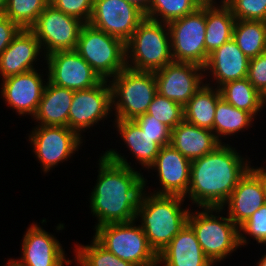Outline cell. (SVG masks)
<instances>
[{
	"label": "cell",
	"instance_id": "6da1fadb",
	"mask_svg": "<svg viewBox=\"0 0 266 266\" xmlns=\"http://www.w3.org/2000/svg\"><path fill=\"white\" fill-rule=\"evenodd\" d=\"M98 173L90 197L91 212L98 219L95 228L108 223L134 221L142 194L146 192V179L113 149L99 159Z\"/></svg>",
	"mask_w": 266,
	"mask_h": 266
},
{
	"label": "cell",
	"instance_id": "7a4b0ae2",
	"mask_svg": "<svg viewBox=\"0 0 266 266\" xmlns=\"http://www.w3.org/2000/svg\"><path fill=\"white\" fill-rule=\"evenodd\" d=\"M248 163L228 144H220L214 151L191 161L189 199L201 209H224L239 180L251 168Z\"/></svg>",
	"mask_w": 266,
	"mask_h": 266
},
{
	"label": "cell",
	"instance_id": "3957f363",
	"mask_svg": "<svg viewBox=\"0 0 266 266\" xmlns=\"http://www.w3.org/2000/svg\"><path fill=\"white\" fill-rule=\"evenodd\" d=\"M143 192L136 220L147 237L150 247L158 255L188 223L190 211L181 208L184 197L178 195H158Z\"/></svg>",
	"mask_w": 266,
	"mask_h": 266
},
{
	"label": "cell",
	"instance_id": "277c9868",
	"mask_svg": "<svg viewBox=\"0 0 266 266\" xmlns=\"http://www.w3.org/2000/svg\"><path fill=\"white\" fill-rule=\"evenodd\" d=\"M125 49L127 68L146 72L162 69L173 61L168 24L145 18L125 43Z\"/></svg>",
	"mask_w": 266,
	"mask_h": 266
},
{
	"label": "cell",
	"instance_id": "5b68a950",
	"mask_svg": "<svg viewBox=\"0 0 266 266\" xmlns=\"http://www.w3.org/2000/svg\"><path fill=\"white\" fill-rule=\"evenodd\" d=\"M109 80L112 89V105L115 119L134 120L146 114L148 106L157 94L154 72L123 69Z\"/></svg>",
	"mask_w": 266,
	"mask_h": 266
},
{
	"label": "cell",
	"instance_id": "8992f818",
	"mask_svg": "<svg viewBox=\"0 0 266 266\" xmlns=\"http://www.w3.org/2000/svg\"><path fill=\"white\" fill-rule=\"evenodd\" d=\"M135 221L108 223L95 228L93 238L116 257L136 266H158L143 229Z\"/></svg>",
	"mask_w": 266,
	"mask_h": 266
},
{
	"label": "cell",
	"instance_id": "52a82bcc",
	"mask_svg": "<svg viewBox=\"0 0 266 266\" xmlns=\"http://www.w3.org/2000/svg\"><path fill=\"white\" fill-rule=\"evenodd\" d=\"M75 51L102 80L109 81L127 67L125 43L89 23L82 26Z\"/></svg>",
	"mask_w": 266,
	"mask_h": 266
},
{
	"label": "cell",
	"instance_id": "ba28073f",
	"mask_svg": "<svg viewBox=\"0 0 266 266\" xmlns=\"http://www.w3.org/2000/svg\"><path fill=\"white\" fill-rule=\"evenodd\" d=\"M222 208L204 207L201 212H191L188 224L194 230L204 254L213 264L225 259L240 246L239 227L229 218L212 215ZM212 213V214H211Z\"/></svg>",
	"mask_w": 266,
	"mask_h": 266
},
{
	"label": "cell",
	"instance_id": "9c48e42d",
	"mask_svg": "<svg viewBox=\"0 0 266 266\" xmlns=\"http://www.w3.org/2000/svg\"><path fill=\"white\" fill-rule=\"evenodd\" d=\"M173 61L194 63L204 67L206 53V5L196 11L168 23Z\"/></svg>",
	"mask_w": 266,
	"mask_h": 266
},
{
	"label": "cell",
	"instance_id": "30bf717a",
	"mask_svg": "<svg viewBox=\"0 0 266 266\" xmlns=\"http://www.w3.org/2000/svg\"><path fill=\"white\" fill-rule=\"evenodd\" d=\"M80 19L67 15L48 4L29 28L47 56L56 51L75 50L82 26Z\"/></svg>",
	"mask_w": 266,
	"mask_h": 266
},
{
	"label": "cell",
	"instance_id": "8fae6325",
	"mask_svg": "<svg viewBox=\"0 0 266 266\" xmlns=\"http://www.w3.org/2000/svg\"><path fill=\"white\" fill-rule=\"evenodd\" d=\"M145 13L126 0H94L89 24L126 43Z\"/></svg>",
	"mask_w": 266,
	"mask_h": 266
},
{
	"label": "cell",
	"instance_id": "7c38bea8",
	"mask_svg": "<svg viewBox=\"0 0 266 266\" xmlns=\"http://www.w3.org/2000/svg\"><path fill=\"white\" fill-rule=\"evenodd\" d=\"M81 140V137L69 127L55 125H38L29 136L33 152L46 173L78 151Z\"/></svg>",
	"mask_w": 266,
	"mask_h": 266
},
{
	"label": "cell",
	"instance_id": "4fadbf2b",
	"mask_svg": "<svg viewBox=\"0 0 266 266\" xmlns=\"http://www.w3.org/2000/svg\"><path fill=\"white\" fill-rule=\"evenodd\" d=\"M103 80L95 87L74 91L69 109L68 127L80 137L81 132L107 118L112 110L110 82Z\"/></svg>",
	"mask_w": 266,
	"mask_h": 266
},
{
	"label": "cell",
	"instance_id": "5bb4252c",
	"mask_svg": "<svg viewBox=\"0 0 266 266\" xmlns=\"http://www.w3.org/2000/svg\"><path fill=\"white\" fill-rule=\"evenodd\" d=\"M45 58L47 80L56 86L78 91L95 87L103 81L75 50L56 51Z\"/></svg>",
	"mask_w": 266,
	"mask_h": 266
},
{
	"label": "cell",
	"instance_id": "9a60e30c",
	"mask_svg": "<svg viewBox=\"0 0 266 266\" xmlns=\"http://www.w3.org/2000/svg\"><path fill=\"white\" fill-rule=\"evenodd\" d=\"M204 68L194 63L172 61L154 72L157 93L183 107L201 88Z\"/></svg>",
	"mask_w": 266,
	"mask_h": 266
},
{
	"label": "cell",
	"instance_id": "2e32d148",
	"mask_svg": "<svg viewBox=\"0 0 266 266\" xmlns=\"http://www.w3.org/2000/svg\"><path fill=\"white\" fill-rule=\"evenodd\" d=\"M190 167L191 161L171 144L161 147L154 163L149 167L157 169L162 186V189L154 194L186 198L190 185Z\"/></svg>",
	"mask_w": 266,
	"mask_h": 266
},
{
	"label": "cell",
	"instance_id": "e0dca14e",
	"mask_svg": "<svg viewBox=\"0 0 266 266\" xmlns=\"http://www.w3.org/2000/svg\"><path fill=\"white\" fill-rule=\"evenodd\" d=\"M37 70H31L22 74L3 79L1 95L12 109L19 115H31L33 117L42 98L45 83Z\"/></svg>",
	"mask_w": 266,
	"mask_h": 266
},
{
	"label": "cell",
	"instance_id": "ac0fdd59",
	"mask_svg": "<svg viewBox=\"0 0 266 266\" xmlns=\"http://www.w3.org/2000/svg\"><path fill=\"white\" fill-rule=\"evenodd\" d=\"M22 257L17 260L24 266H64L66 260L59 241L42 227L32 224L27 228L22 241Z\"/></svg>",
	"mask_w": 266,
	"mask_h": 266
},
{
	"label": "cell",
	"instance_id": "d6986e66",
	"mask_svg": "<svg viewBox=\"0 0 266 266\" xmlns=\"http://www.w3.org/2000/svg\"><path fill=\"white\" fill-rule=\"evenodd\" d=\"M265 203L266 192L263 181L250 168L239 180L225 205L228 204V217L240 227Z\"/></svg>",
	"mask_w": 266,
	"mask_h": 266
},
{
	"label": "cell",
	"instance_id": "ffe728a7",
	"mask_svg": "<svg viewBox=\"0 0 266 266\" xmlns=\"http://www.w3.org/2000/svg\"><path fill=\"white\" fill-rule=\"evenodd\" d=\"M41 49L40 42L30 29H20L0 55L2 80L34 70L33 64Z\"/></svg>",
	"mask_w": 266,
	"mask_h": 266
},
{
	"label": "cell",
	"instance_id": "44dd1931",
	"mask_svg": "<svg viewBox=\"0 0 266 266\" xmlns=\"http://www.w3.org/2000/svg\"><path fill=\"white\" fill-rule=\"evenodd\" d=\"M250 59L237 46L232 38L209 54L205 64L204 72L209 71L213 74L217 88L223 84L246 78L248 75Z\"/></svg>",
	"mask_w": 266,
	"mask_h": 266
},
{
	"label": "cell",
	"instance_id": "7402d4cb",
	"mask_svg": "<svg viewBox=\"0 0 266 266\" xmlns=\"http://www.w3.org/2000/svg\"><path fill=\"white\" fill-rule=\"evenodd\" d=\"M165 266H212L204 254L196 234L187 223L185 227L158 254V264Z\"/></svg>",
	"mask_w": 266,
	"mask_h": 266
},
{
	"label": "cell",
	"instance_id": "603a6c76",
	"mask_svg": "<svg viewBox=\"0 0 266 266\" xmlns=\"http://www.w3.org/2000/svg\"><path fill=\"white\" fill-rule=\"evenodd\" d=\"M170 144L188 160L193 161L214 151L222 142L213 131L183 120L171 130Z\"/></svg>",
	"mask_w": 266,
	"mask_h": 266
},
{
	"label": "cell",
	"instance_id": "cb8c5ba5",
	"mask_svg": "<svg viewBox=\"0 0 266 266\" xmlns=\"http://www.w3.org/2000/svg\"><path fill=\"white\" fill-rule=\"evenodd\" d=\"M74 91L47 81L36 114L32 117L43 126L68 127L69 109Z\"/></svg>",
	"mask_w": 266,
	"mask_h": 266
},
{
	"label": "cell",
	"instance_id": "d4e9b609",
	"mask_svg": "<svg viewBox=\"0 0 266 266\" xmlns=\"http://www.w3.org/2000/svg\"><path fill=\"white\" fill-rule=\"evenodd\" d=\"M115 123L118 133L131 153L134 154L133 156L149 170L161 148L155 142V138L146 134L134 120L116 119Z\"/></svg>",
	"mask_w": 266,
	"mask_h": 266
},
{
	"label": "cell",
	"instance_id": "484cf974",
	"mask_svg": "<svg viewBox=\"0 0 266 266\" xmlns=\"http://www.w3.org/2000/svg\"><path fill=\"white\" fill-rule=\"evenodd\" d=\"M220 4L206 5L205 47L208 55L233 37L236 19L222 0Z\"/></svg>",
	"mask_w": 266,
	"mask_h": 266
},
{
	"label": "cell",
	"instance_id": "4316f807",
	"mask_svg": "<svg viewBox=\"0 0 266 266\" xmlns=\"http://www.w3.org/2000/svg\"><path fill=\"white\" fill-rule=\"evenodd\" d=\"M221 98L219 88L213 89L210 84H202L201 88L184 106V120L200 128L213 131L215 109Z\"/></svg>",
	"mask_w": 266,
	"mask_h": 266
},
{
	"label": "cell",
	"instance_id": "83f0119b",
	"mask_svg": "<svg viewBox=\"0 0 266 266\" xmlns=\"http://www.w3.org/2000/svg\"><path fill=\"white\" fill-rule=\"evenodd\" d=\"M221 97L232 106L250 112L254 117L263 108V95L248 78L229 81L219 87Z\"/></svg>",
	"mask_w": 266,
	"mask_h": 266
},
{
	"label": "cell",
	"instance_id": "f1b7e54d",
	"mask_svg": "<svg viewBox=\"0 0 266 266\" xmlns=\"http://www.w3.org/2000/svg\"><path fill=\"white\" fill-rule=\"evenodd\" d=\"M232 38L249 59L255 58L266 51V22L236 20Z\"/></svg>",
	"mask_w": 266,
	"mask_h": 266
},
{
	"label": "cell",
	"instance_id": "f546056e",
	"mask_svg": "<svg viewBox=\"0 0 266 266\" xmlns=\"http://www.w3.org/2000/svg\"><path fill=\"white\" fill-rule=\"evenodd\" d=\"M254 118L250 112L232 106L221 97L216 104L213 133L215 132L216 138L221 142L220 137L233 135L246 127L249 128Z\"/></svg>",
	"mask_w": 266,
	"mask_h": 266
},
{
	"label": "cell",
	"instance_id": "4dcf8cb0",
	"mask_svg": "<svg viewBox=\"0 0 266 266\" xmlns=\"http://www.w3.org/2000/svg\"><path fill=\"white\" fill-rule=\"evenodd\" d=\"M200 6L197 0H151L145 17L168 24L193 13Z\"/></svg>",
	"mask_w": 266,
	"mask_h": 266
},
{
	"label": "cell",
	"instance_id": "1f68e13d",
	"mask_svg": "<svg viewBox=\"0 0 266 266\" xmlns=\"http://www.w3.org/2000/svg\"><path fill=\"white\" fill-rule=\"evenodd\" d=\"M50 0H7L4 15L21 29H29Z\"/></svg>",
	"mask_w": 266,
	"mask_h": 266
},
{
	"label": "cell",
	"instance_id": "d6a6232c",
	"mask_svg": "<svg viewBox=\"0 0 266 266\" xmlns=\"http://www.w3.org/2000/svg\"><path fill=\"white\" fill-rule=\"evenodd\" d=\"M75 261L80 266H136L116 257L102 247L94 238L90 245H79L76 250Z\"/></svg>",
	"mask_w": 266,
	"mask_h": 266
},
{
	"label": "cell",
	"instance_id": "836d02e7",
	"mask_svg": "<svg viewBox=\"0 0 266 266\" xmlns=\"http://www.w3.org/2000/svg\"><path fill=\"white\" fill-rule=\"evenodd\" d=\"M146 114L164 123L171 130L184 120V107L157 93L148 106Z\"/></svg>",
	"mask_w": 266,
	"mask_h": 266
},
{
	"label": "cell",
	"instance_id": "e575fe53",
	"mask_svg": "<svg viewBox=\"0 0 266 266\" xmlns=\"http://www.w3.org/2000/svg\"><path fill=\"white\" fill-rule=\"evenodd\" d=\"M236 20L266 22V0H222Z\"/></svg>",
	"mask_w": 266,
	"mask_h": 266
},
{
	"label": "cell",
	"instance_id": "d590c367",
	"mask_svg": "<svg viewBox=\"0 0 266 266\" xmlns=\"http://www.w3.org/2000/svg\"><path fill=\"white\" fill-rule=\"evenodd\" d=\"M239 243L240 246L246 245L248 242L246 236L249 234L259 243L266 244V203L256 210L251 217L239 227ZM242 232H244L242 234Z\"/></svg>",
	"mask_w": 266,
	"mask_h": 266
},
{
	"label": "cell",
	"instance_id": "8d00e7d4",
	"mask_svg": "<svg viewBox=\"0 0 266 266\" xmlns=\"http://www.w3.org/2000/svg\"><path fill=\"white\" fill-rule=\"evenodd\" d=\"M139 127L160 146L170 145L171 129L164 123L154 119V116L143 114L134 119Z\"/></svg>",
	"mask_w": 266,
	"mask_h": 266
},
{
	"label": "cell",
	"instance_id": "74e56055",
	"mask_svg": "<svg viewBox=\"0 0 266 266\" xmlns=\"http://www.w3.org/2000/svg\"><path fill=\"white\" fill-rule=\"evenodd\" d=\"M94 0H50L56 9L61 12L76 17L84 23H89Z\"/></svg>",
	"mask_w": 266,
	"mask_h": 266
},
{
	"label": "cell",
	"instance_id": "f35d334b",
	"mask_svg": "<svg viewBox=\"0 0 266 266\" xmlns=\"http://www.w3.org/2000/svg\"><path fill=\"white\" fill-rule=\"evenodd\" d=\"M247 78L263 95L266 91V51L250 59Z\"/></svg>",
	"mask_w": 266,
	"mask_h": 266
},
{
	"label": "cell",
	"instance_id": "ab89813d",
	"mask_svg": "<svg viewBox=\"0 0 266 266\" xmlns=\"http://www.w3.org/2000/svg\"><path fill=\"white\" fill-rule=\"evenodd\" d=\"M21 28L4 14L0 15V55Z\"/></svg>",
	"mask_w": 266,
	"mask_h": 266
},
{
	"label": "cell",
	"instance_id": "60d3db41",
	"mask_svg": "<svg viewBox=\"0 0 266 266\" xmlns=\"http://www.w3.org/2000/svg\"><path fill=\"white\" fill-rule=\"evenodd\" d=\"M129 3L134 4L139 9H141L144 13H146L149 9V5L151 3V0H126Z\"/></svg>",
	"mask_w": 266,
	"mask_h": 266
},
{
	"label": "cell",
	"instance_id": "b9f144b4",
	"mask_svg": "<svg viewBox=\"0 0 266 266\" xmlns=\"http://www.w3.org/2000/svg\"><path fill=\"white\" fill-rule=\"evenodd\" d=\"M257 174L258 176L262 179L264 187H265V192H266V168L264 169L263 167L260 168H253L251 167Z\"/></svg>",
	"mask_w": 266,
	"mask_h": 266
},
{
	"label": "cell",
	"instance_id": "7bdbcfd3",
	"mask_svg": "<svg viewBox=\"0 0 266 266\" xmlns=\"http://www.w3.org/2000/svg\"><path fill=\"white\" fill-rule=\"evenodd\" d=\"M4 266H24L22 265L19 261L17 260H14V259H9L7 265H4Z\"/></svg>",
	"mask_w": 266,
	"mask_h": 266
},
{
	"label": "cell",
	"instance_id": "ee69618b",
	"mask_svg": "<svg viewBox=\"0 0 266 266\" xmlns=\"http://www.w3.org/2000/svg\"><path fill=\"white\" fill-rule=\"evenodd\" d=\"M7 0H0V15L4 14Z\"/></svg>",
	"mask_w": 266,
	"mask_h": 266
},
{
	"label": "cell",
	"instance_id": "f6af8a7d",
	"mask_svg": "<svg viewBox=\"0 0 266 266\" xmlns=\"http://www.w3.org/2000/svg\"><path fill=\"white\" fill-rule=\"evenodd\" d=\"M201 5H212L216 4L215 0H197Z\"/></svg>",
	"mask_w": 266,
	"mask_h": 266
},
{
	"label": "cell",
	"instance_id": "bcb514c9",
	"mask_svg": "<svg viewBox=\"0 0 266 266\" xmlns=\"http://www.w3.org/2000/svg\"><path fill=\"white\" fill-rule=\"evenodd\" d=\"M257 266H266V254L262 256V259L259 260Z\"/></svg>",
	"mask_w": 266,
	"mask_h": 266
},
{
	"label": "cell",
	"instance_id": "7dc6e473",
	"mask_svg": "<svg viewBox=\"0 0 266 266\" xmlns=\"http://www.w3.org/2000/svg\"><path fill=\"white\" fill-rule=\"evenodd\" d=\"M266 105V91L263 94V107Z\"/></svg>",
	"mask_w": 266,
	"mask_h": 266
}]
</instances>
